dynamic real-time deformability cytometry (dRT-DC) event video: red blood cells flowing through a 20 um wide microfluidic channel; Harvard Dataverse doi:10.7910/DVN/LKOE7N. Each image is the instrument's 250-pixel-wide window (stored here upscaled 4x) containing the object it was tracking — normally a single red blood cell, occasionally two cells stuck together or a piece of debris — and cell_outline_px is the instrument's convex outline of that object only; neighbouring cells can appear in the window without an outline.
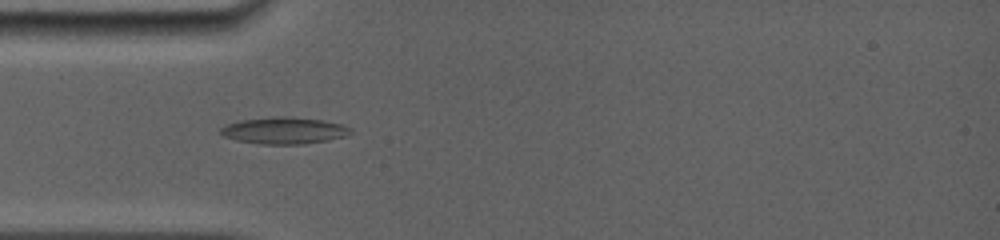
{"species": "common noctule bat (a hibernating species)", "species_latin": "Nyctalus noctula", "temperature_condition": "room temperature", "stored_images_in_passage": 9, "camera_frame_rate_fps": 5000, "um_per_image_px": 0.085, "animal": {"sex": "female", "body_mass_g": 19.0, "forearm_length_mm": 56.7}, "frame": {"image": 1, "passage_image": 8, "time_ms": 4.4, "image_size_px": [1000, 240], "cell_outline_px": [[352, 132], [348, 136], [300, 144], [260, 144], [236, 140], [224, 136], [220, 132], [220, 128], [228, 124], [240, 120], [268, 116], [288, 116], [320, 120], [340, 124], [352, 128]], "centroid_in_image_um": [24.13, 11.08], "position_along_channel_um": 60.9, "area_um2": 20.17}}
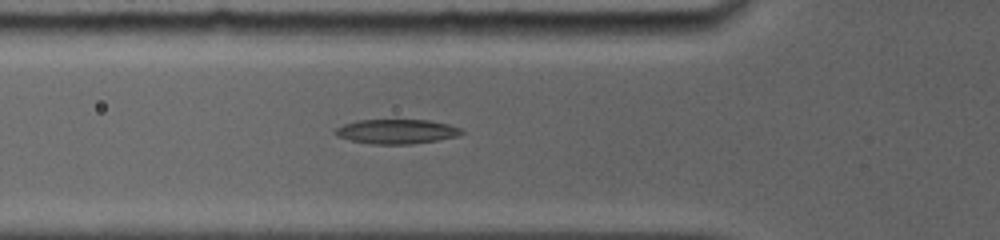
{"frame": {"image": 2, "passage_image": 9, "time_ms": 5.2, "image_size_px": [1000, 240], "cell_outline_px": [[464, 132], [456, 136], [436, 140], [412, 144], [372, 144], [352, 140], [336, 136], [332, 132], [336, 128], [344, 124], [356, 120], [428, 120], [448, 124], [460, 128]], "centroid_in_image_um": [33.67, 11.17], "position_along_channel_um": 92.1, "area_um2": 17.92}}